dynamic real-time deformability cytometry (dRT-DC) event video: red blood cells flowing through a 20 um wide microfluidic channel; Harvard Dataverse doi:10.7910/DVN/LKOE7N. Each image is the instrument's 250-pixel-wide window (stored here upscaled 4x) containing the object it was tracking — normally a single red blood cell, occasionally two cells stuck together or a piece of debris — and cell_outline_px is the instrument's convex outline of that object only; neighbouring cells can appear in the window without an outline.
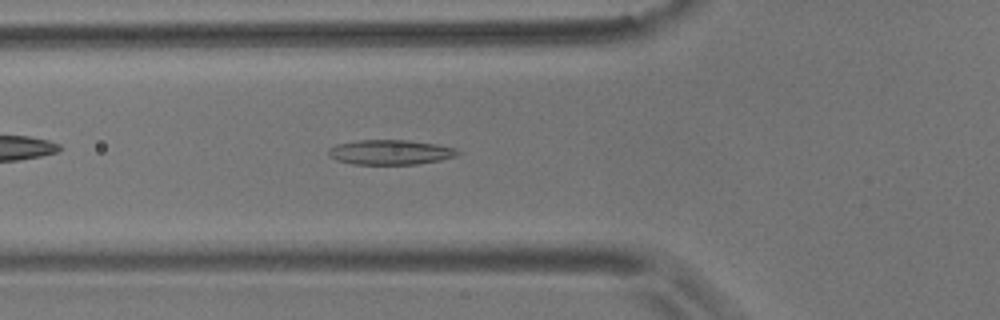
{"species": "common noctule bat (a hibernating species)", "species_latin": "Nyctalus noctula", "temperature_condition": "room temperature", "stored_images_in_passage": 43, "camera_frame_rate_fps": 3000, "um_per_image_px": 0.085, "animal": {"sex": "male", "body_mass_g": 17.9}, "frame": {"image": 1, "passage_image": 7, "time_ms": 2.0, "image_size_px": [1000, 320], "cell_outline_px": [[460, 152], [456, 156], [440, 160], [416, 164], [352, 164], [336, 160], [328, 156], [328, 148], [336, 144], [360, 140], [408, 140], [436, 144], [456, 148]], "centroid_in_image_um": [33.15, 12.94], "position_along_channel_um": 92.6, "area_um2": 18.73}}
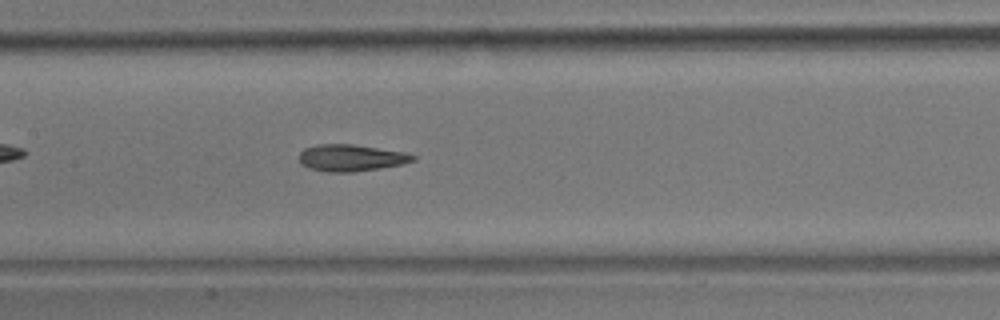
{"frame": {"image": 2, "passage_image": 14, "time_ms": 4.333, "image_size_px": [1000, 320], "cell_outline_px": [[416, 160], [404, 164], [380, 168], [352, 172], [328, 172], [308, 168], [300, 164], [300, 152], [304, 148], [316, 144], [352, 144], [404, 152], [416, 156]], "centroid_in_image_um": [29.83, 13.42], "position_along_channel_um": 177.6, "area_um2": 17.8}}
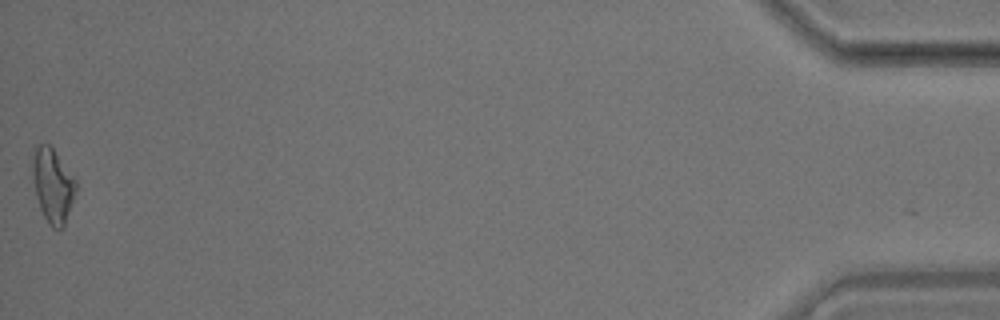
{"frame": {"image": 3, "passage_image": 43, "time_ms": 14.0, "image_size_px": [1000, 320], "cell_outline_px": [[76, 188], [64, 228], [52, 228], [48, 224], [40, 208], [36, 196], [32, 180], [32, 144], [48, 144], [52, 148], [76, 180]], "centroid_in_image_um": [4.44, 15.73], "position_along_channel_um": 430.8, "area_um2": 18.79}, "authors_computed_cell_mechanics": {"area_um2": 17.7446, "velocity_mm_per_s": 3.6124, "shape_relaxation_time_tau1_ms": null, "shape_relaxation_time_tau2_ms": 3.0931, "deformation_change_tau1": null, "deformation_change_tau2": 0.121}}